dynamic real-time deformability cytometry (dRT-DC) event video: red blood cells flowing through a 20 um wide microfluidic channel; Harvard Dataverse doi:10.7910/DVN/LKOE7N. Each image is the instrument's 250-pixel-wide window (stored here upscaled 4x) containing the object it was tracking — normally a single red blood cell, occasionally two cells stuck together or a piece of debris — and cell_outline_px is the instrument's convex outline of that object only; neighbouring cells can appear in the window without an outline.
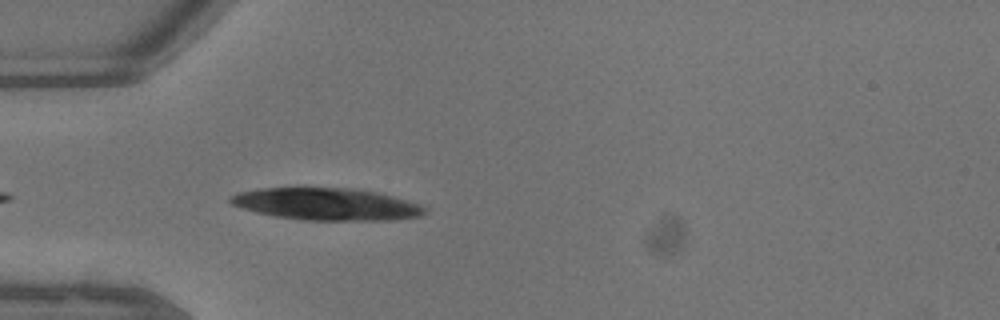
{"species": "common noctule bat (a hibernating species)", "species_latin": "Nyctalus noctula", "temperature_condition": "warm", "stored_images_in_passage": 6, "camera_frame_rate_fps": 3000, "um_per_image_px": 0.085, "animal": {"sex": "male", "body_mass_g": 13.3}, "frame": {"image": 1, "passage_image": 4, "time_ms": 1.0, "image_size_px": [1000, 320], "cell_outline_px": [[348, 212], [344, 216], [308, 216], [292, 212], [280, 204], [272, 196], [272, 192], [328, 192], [340, 196], [348, 204]], "centroid_in_image_um": [26.58, 17.29], "position_along_channel_um": 58.4, "area_um2": 10.64}}